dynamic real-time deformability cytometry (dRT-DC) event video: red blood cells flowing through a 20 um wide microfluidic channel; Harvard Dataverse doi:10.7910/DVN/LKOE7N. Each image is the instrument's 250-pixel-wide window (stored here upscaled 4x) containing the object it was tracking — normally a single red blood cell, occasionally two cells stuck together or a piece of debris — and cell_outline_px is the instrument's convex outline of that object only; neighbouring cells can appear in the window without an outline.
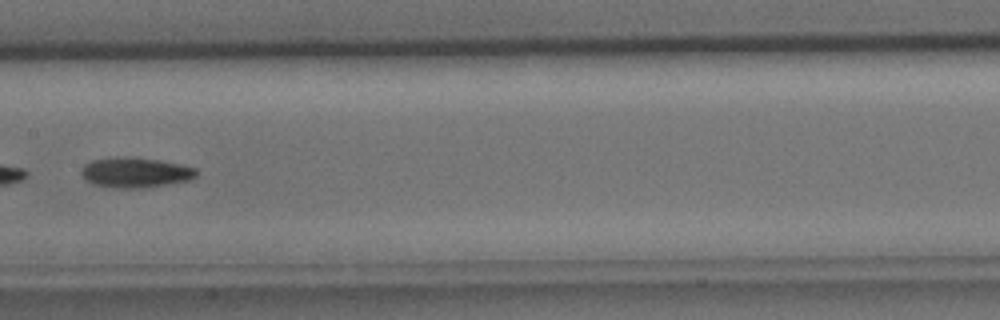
{"species": "common noctule bat (a hibernating species)", "species_latin": "Nyctalus noctula", "temperature_condition": "cold", "stored_images_in_passage": 43, "camera_frame_rate_fps": 3000, "um_per_image_px": 0.085, "animal": {"sex": "male", "body_mass_g": 15.6}, "frame": {"image": 1, "passage_image": 23, "time_ms": 7.333, "image_size_px": [1000, 320], "cell_outline_px": [[196, 176], [188, 180], [144, 188], [124, 188], [92, 184], [80, 172], [80, 168], [84, 164], [92, 160], [124, 156], [160, 160], [180, 164], [196, 168]], "centroid_in_image_um": [11.49, 14.65], "position_along_channel_um": 195.9, "area_um2": 20.0}}
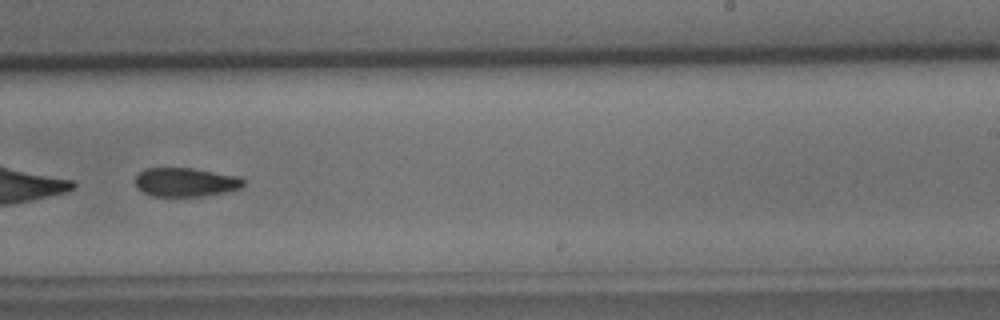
{"frame": {"image": 2, "passage_image": 28, "time_ms": 9.0, "image_size_px": [1000, 320], "cell_outline_px": [[244, 184], [240, 188], [224, 192], [200, 196], [152, 196], [136, 188], [136, 176], [144, 168], [192, 168], [240, 176], [244, 180]], "centroid_in_image_um": [15.77, 15.48], "position_along_channel_um": 273.2, "area_um2": 18.15}}